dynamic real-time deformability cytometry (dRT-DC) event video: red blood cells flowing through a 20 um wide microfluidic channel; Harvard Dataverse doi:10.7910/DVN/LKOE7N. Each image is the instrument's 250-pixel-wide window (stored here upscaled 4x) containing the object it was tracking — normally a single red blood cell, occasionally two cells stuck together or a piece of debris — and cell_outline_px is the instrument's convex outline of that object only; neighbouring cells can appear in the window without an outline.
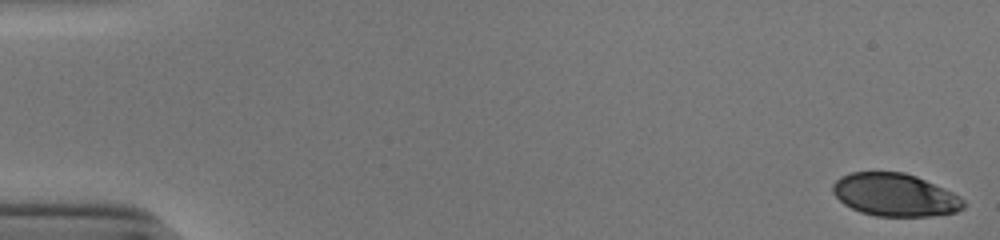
{"species": "human", "species_latin": "Homo sapiens", "temperature_condition": "cold", "stored_images_in_passage": 53, "camera_frame_rate_fps": 3000, "um_per_image_px": 0.085, "donor": {"sex": "male"}, "frame": {"image": 1, "passage_image": 1, "time_ms": 0.0, "image_size_px": [1000, 240], "cell_outline_px": [[964, 208], [956, 212], [928, 216], [876, 216], [860, 212], [844, 204], [832, 192], [832, 184], [840, 176], [852, 172], [904, 172], [916, 176], [952, 192], [964, 200]], "centroid_in_image_um": [76.04, 16.56], "position_along_channel_um": 9.0, "area_um2": 32.48}}
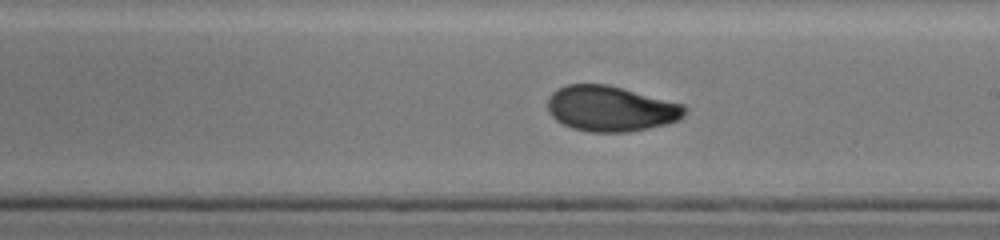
{"frame": {"image": 2, "passage_image": 31, "time_ms": 10.0, "image_size_px": [1000, 240], "cell_outline_px": [[688, 108], [684, 116], [680, 120], [668, 124], [628, 132], [588, 132], [572, 128], [556, 120], [548, 112], [548, 96], [552, 92], [568, 84], [608, 84], [684, 104]], "centroid_in_image_um": [51.94, 9.24], "position_along_channel_um": 237.1, "area_um2": 36.59}}
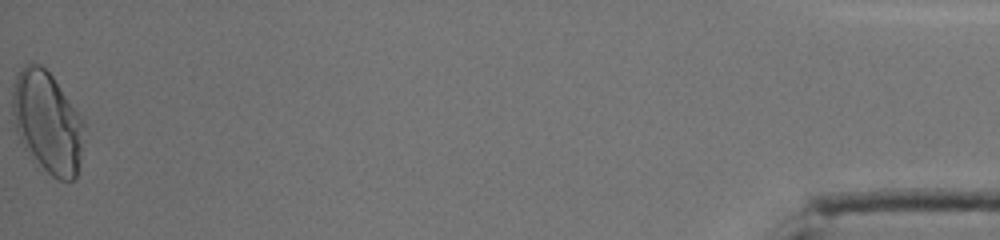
{"frame": {"image": 3, "passage_image": 53, "time_ms": 17.333, "image_size_px": [1000, 240], "cell_outline_px": [[84, 124], [80, 152], [76, 176], [72, 180], [56, 180], [36, 168], [24, 148], [16, 132], [12, 112], [12, 84], [16, 72], [24, 64], [32, 60], [40, 64], [52, 76], [84, 120]], "centroid_in_image_um": [3.96, 10.39], "position_along_channel_um": 431.2, "area_um2": 43.06}, "authors_computed_cell_mechanics": {"area_um2": 36.0094, "velocity_mm_per_s": 3.9126, "shape_relaxation_time_tau1_ms": 3.7872, "shape_relaxation_time_tau2_ms": 1.0739, "deformation_change_tau1": 0.1604, "deformation_change_tau2": 0.0503}}